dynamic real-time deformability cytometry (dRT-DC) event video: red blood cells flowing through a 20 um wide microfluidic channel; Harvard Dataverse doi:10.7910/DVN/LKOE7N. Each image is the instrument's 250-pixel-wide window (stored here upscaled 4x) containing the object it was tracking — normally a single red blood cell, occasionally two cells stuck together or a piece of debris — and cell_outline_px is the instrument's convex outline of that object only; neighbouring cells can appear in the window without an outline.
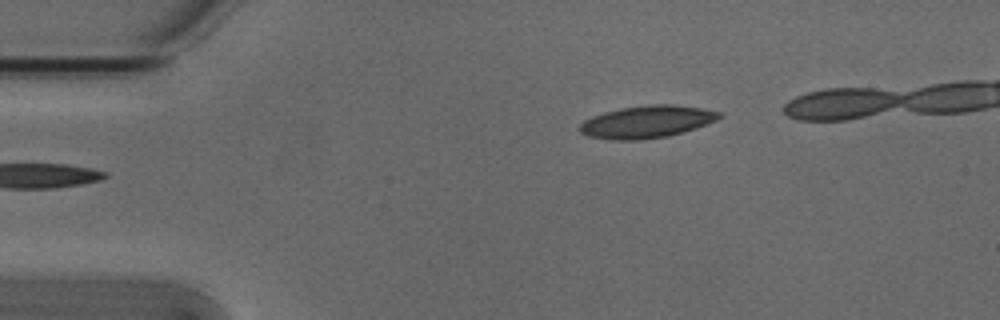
{"species": "Egyptian fruit bat (a non-hibernating species)", "species_latin": "Rousettus aegyptiacus", "temperature_condition": "cold", "stored_images_in_passage": 5, "camera_frame_rate_fps": 3000, "um_per_image_px": 0.085, "animal": {"sex": "male"}, "frame": {"image": 1, "passage_image": 5, "time_ms": 1.333, "image_size_px": [1000, 320], "cell_outline_px": [[724, 116], [716, 120], [696, 128], [684, 132], [668, 136], [640, 140], [608, 140], [588, 136], [580, 132], [580, 124], [584, 120], [592, 116], [604, 112], [620, 108], [648, 104], [672, 104], [700, 108], [720, 112]], "centroid_in_image_um": [54.97, 10.35], "position_along_channel_um": 30.0, "area_um2": 26.41}}